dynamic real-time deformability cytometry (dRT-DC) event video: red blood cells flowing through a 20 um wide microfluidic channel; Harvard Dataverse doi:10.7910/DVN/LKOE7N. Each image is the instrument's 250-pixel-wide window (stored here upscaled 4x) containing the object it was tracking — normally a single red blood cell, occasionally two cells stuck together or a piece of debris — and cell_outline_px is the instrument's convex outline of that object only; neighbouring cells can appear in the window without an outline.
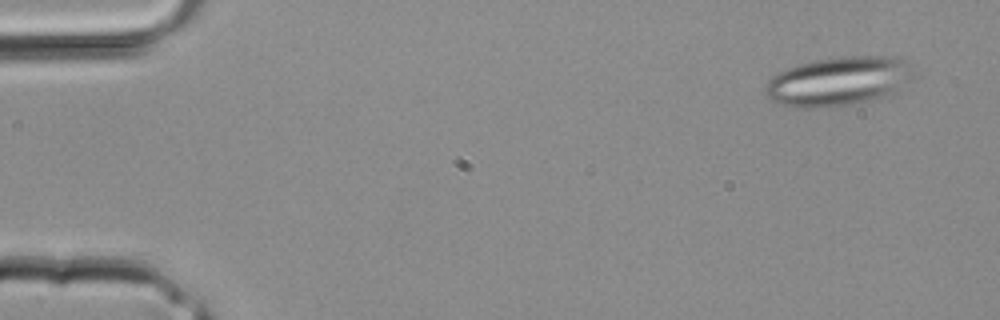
{"species": "common noctule bat (a hibernating species)", "species_latin": "Nyctalus noctula", "temperature_condition": "room temperature", "stored_images_in_passage": 2, "camera_frame_rate_fps": 3000, "um_per_image_px": 0.085, "animal": {"sex": "male", "body_mass_g": 20.4}, "frame": {"image": 1, "passage_image": 2, "time_ms": 0.333, "image_size_px": [1000, 320], "cell_outline_px": [[912, 76], [908, 80], [884, 96], [872, 100], [848, 104], [812, 108], [796, 108], [776, 104], [768, 100], [764, 96], [764, 84], [772, 76], [788, 68], [800, 64], [816, 60], [840, 56], [892, 56], [904, 60], [908, 64], [912, 72]], "centroid_in_image_um": [71.14, 6.91], "position_along_channel_um": 13.9, "area_um2": 42.08}}